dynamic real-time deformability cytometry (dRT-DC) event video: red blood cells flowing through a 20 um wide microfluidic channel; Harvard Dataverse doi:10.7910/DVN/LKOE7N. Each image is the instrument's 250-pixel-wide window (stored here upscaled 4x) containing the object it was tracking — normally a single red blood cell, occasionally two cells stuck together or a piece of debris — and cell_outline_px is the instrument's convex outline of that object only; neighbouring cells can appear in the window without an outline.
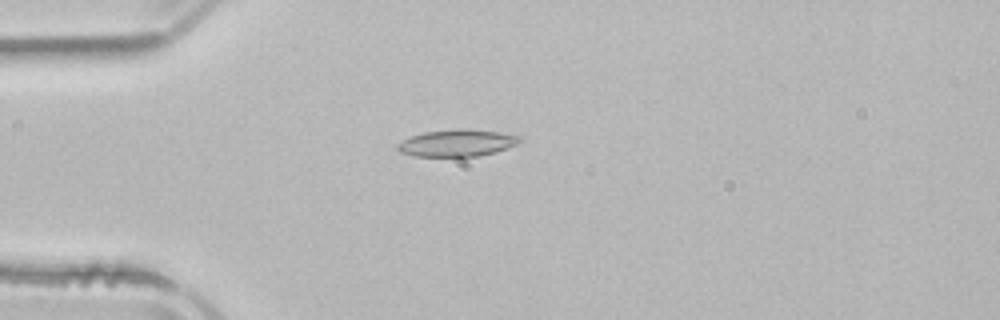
{"species": "common noctule bat (a hibernating species)", "species_latin": "Nyctalus noctula", "temperature_condition": "room temperature", "stored_images_in_passage": 52, "camera_frame_rate_fps": 3000, "um_per_image_px": 0.085, "animal": {"sex": "male", "body_mass_g": 21.5, "forearm_length_mm": 52.0}, "frame": {"image": 1, "passage_image": 14, "time_ms": 4.333, "image_size_px": [1000, 320], "cell_outline_px": [[524, 140], [508, 148], [496, 152], [480, 156], [412, 156], [400, 152], [396, 148], [396, 144], [412, 136], [424, 132], [460, 128], [468, 128], [500, 132], [520, 136]], "centroid_in_image_um": [38.88, 12.15], "position_along_channel_um": 46.1, "area_um2": 19.36}}
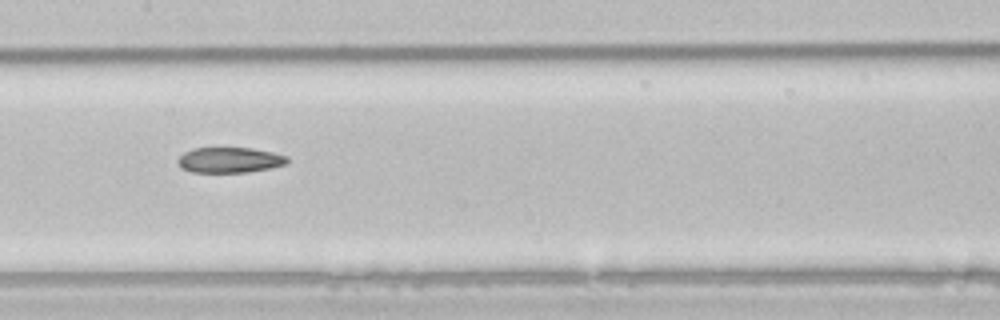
{"frame": {"image": 2, "passage_image": 26, "time_ms": 8.333, "image_size_px": [1000, 320], "cell_outline_px": [[288, 164], [248, 172], [192, 172], [180, 168], [176, 160], [184, 152], [192, 148], [252, 148], [272, 152], [288, 156]], "centroid_in_image_um": [19.5, 13.6], "position_along_channel_um": 187.9, "area_um2": 16.3}}
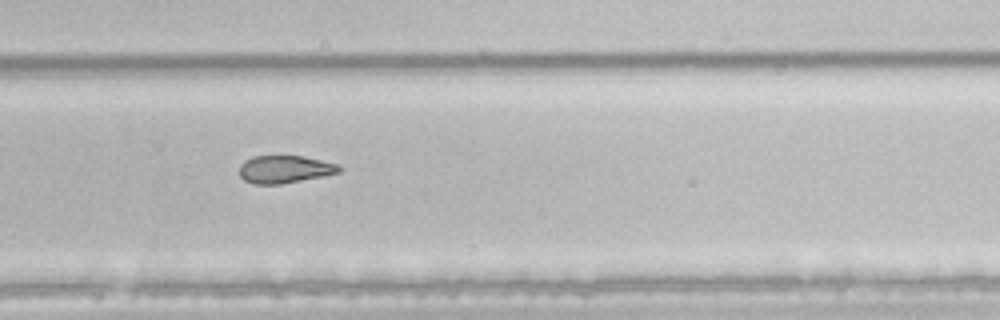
{"frame": {"image": 3, "passage_image": 35, "time_ms": 11.333, "image_size_px": [1000, 320], "cell_outline_px": [[340, 172], [324, 176], [280, 184], [252, 184], [244, 180], [240, 176], [240, 164], [244, 160], [252, 156], [300, 156], [340, 164]], "centroid_in_image_um": [24.18, 14.39], "position_along_channel_um": 305.6, "area_um2": 16.07}, "authors_computed_cell_mechanics": {"area_um2": 18.785, "velocity_mm_per_s": 3.9469, "shape_relaxation_time_tau1_ms": null, "shape_relaxation_time_tau2_ms": 11.0257, "deformation_change_tau1": null, "deformation_change_tau2": 0.2045}}